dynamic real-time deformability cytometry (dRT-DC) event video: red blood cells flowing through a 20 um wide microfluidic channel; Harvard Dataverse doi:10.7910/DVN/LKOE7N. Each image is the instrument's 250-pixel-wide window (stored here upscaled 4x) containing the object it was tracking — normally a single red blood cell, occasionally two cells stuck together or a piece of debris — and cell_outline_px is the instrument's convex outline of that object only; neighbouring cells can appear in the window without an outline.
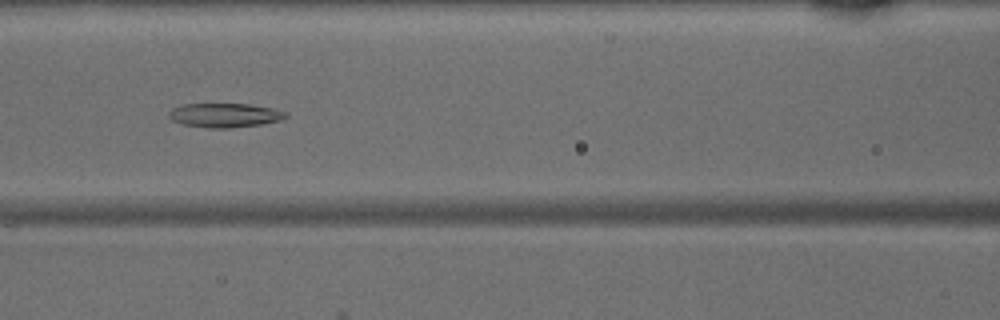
{"species": "common noctule bat (a hibernating species)", "species_latin": "Nyctalus noctula", "temperature_condition": "warm", "stored_images_in_passage": 27, "camera_frame_rate_fps": 3000, "um_per_image_px": 0.085, "animal": {"sex": "male", "body_mass_g": 15.6}, "frame": {"image": 1, "passage_image": 6, "time_ms": 1.667, "image_size_px": [1000, 320], "cell_outline_px": [[288, 116], [280, 120], [260, 124], [228, 128], [208, 128], [184, 124], [172, 120], [168, 116], [168, 112], [172, 108], [180, 104], [248, 104], [272, 108], [288, 112]], "centroid_in_image_um": [19.08, 9.79], "position_along_channel_um": 147.5, "area_um2": 16.42}}
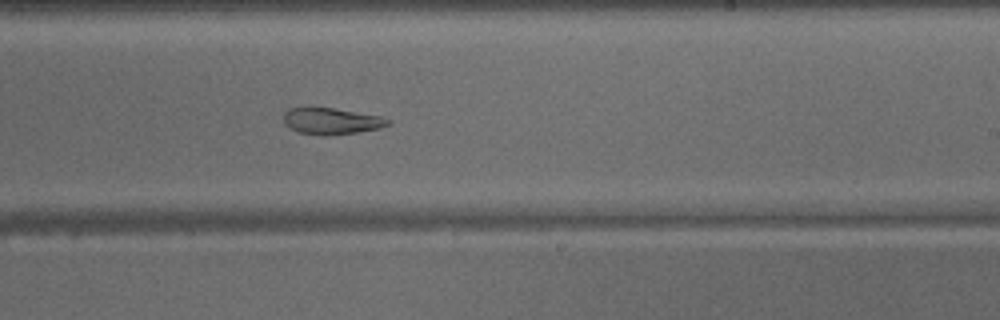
{"frame": {"image": 2, "passage_image": 14, "time_ms": 4.333, "image_size_px": [1000, 320], "cell_outline_px": [[392, 124], [380, 128], [356, 132], [328, 136], [324, 136], [300, 132], [288, 128], [284, 124], [284, 112], [288, 108], [332, 108], [380, 116], [392, 120]], "centroid_in_image_um": [28.18, 10.3], "position_along_channel_um": 260.8, "area_um2": 16.07}}
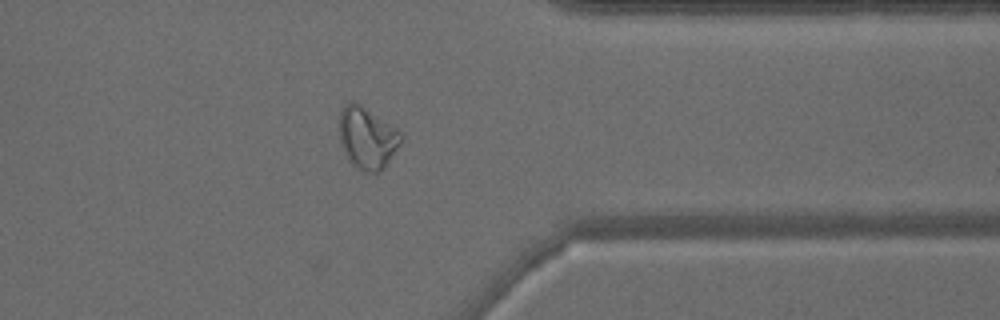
{"frame": {"image": 3, "passage_image": 23, "time_ms": 7.333, "image_size_px": [1000, 320], "cell_outline_px": [[404, 140], [380, 172], [364, 172], [352, 164], [340, 144], [340, 112], [344, 104], [352, 100], [360, 104], [396, 128], [404, 136]], "centroid_in_image_um": [31.22, 11.71], "position_along_channel_um": 380.2, "area_um2": 22.14}}